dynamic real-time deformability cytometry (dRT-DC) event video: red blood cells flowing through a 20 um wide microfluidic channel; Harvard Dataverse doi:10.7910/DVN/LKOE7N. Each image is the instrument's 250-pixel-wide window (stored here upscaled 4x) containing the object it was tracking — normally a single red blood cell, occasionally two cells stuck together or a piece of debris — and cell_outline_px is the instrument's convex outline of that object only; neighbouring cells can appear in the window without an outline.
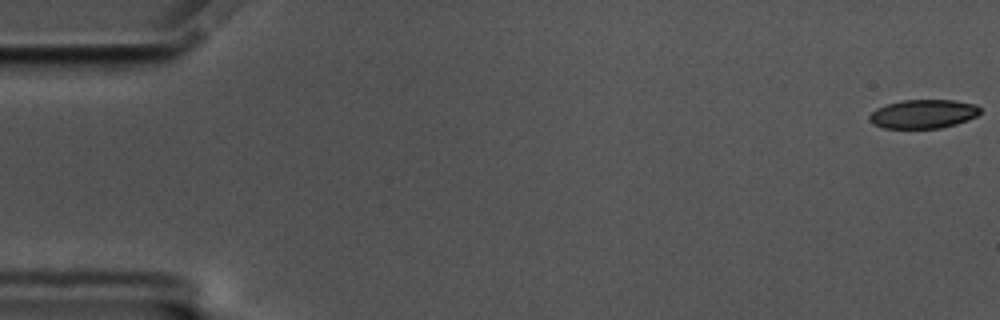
{"species": "common noctule bat (a hibernating species)", "species_latin": "Nyctalus noctula", "temperature_condition": "cold", "stored_images_in_passage": 14, "camera_frame_rate_fps": 3000, "um_per_image_px": 0.085, "animal": {"sex": "male", "body_mass_g": 17.5, "forearm_length_mm": 52.3}, "frame": {"image": 1, "passage_image": 1, "time_ms": 0.0, "image_size_px": [1000, 320], "cell_outline_px": [[980, 112], [976, 116], [968, 120], [956, 124], [940, 128], [884, 128], [872, 124], [868, 120], [868, 116], [876, 108], [900, 100], [956, 100], [976, 104], [980, 108]], "centroid_in_image_um": [78.46, 9.68], "position_along_channel_um": 6.5, "area_um2": 18.73}}